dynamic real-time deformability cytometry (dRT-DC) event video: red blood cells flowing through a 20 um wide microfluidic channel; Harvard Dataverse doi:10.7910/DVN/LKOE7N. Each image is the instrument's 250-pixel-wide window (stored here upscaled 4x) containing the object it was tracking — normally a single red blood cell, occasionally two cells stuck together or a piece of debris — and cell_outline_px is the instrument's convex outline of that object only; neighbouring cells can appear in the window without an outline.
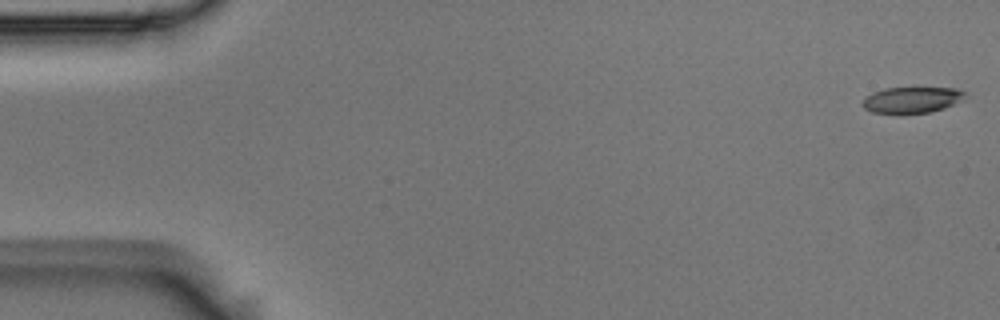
{"species": "Egyptian fruit bat (a non-hibernating species)", "species_latin": "Rousettus aegyptiacus", "temperature_condition": "room temperature", "stored_images_in_passage": 6, "camera_frame_rate_fps": 3000, "um_per_image_px": 0.085, "animal": {"sex": "male"}, "frame": {"image": 1, "passage_image": 1, "time_ms": 0.0, "image_size_px": [1000, 320], "cell_outline_px": [[964, 100], [944, 108], [932, 112], [904, 116], [900, 116], [872, 112], [864, 108], [860, 104], [872, 92], [884, 88], [912, 84], [916, 84], [956, 88], [964, 92]], "centroid_in_image_um": [77.51, 8.46], "position_along_channel_um": 7.5, "area_um2": 17.28}}
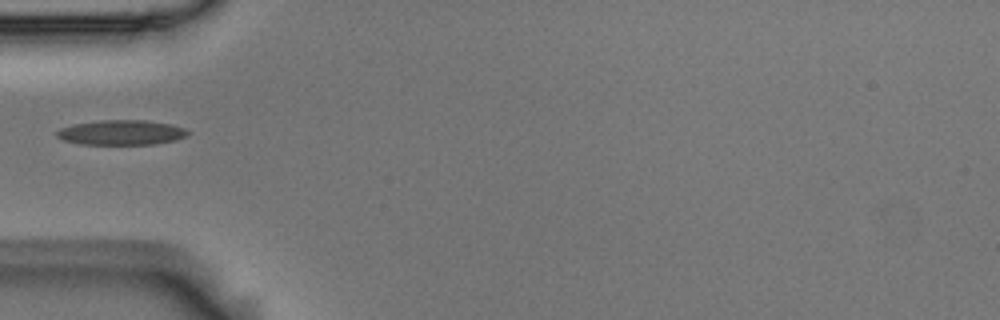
{"frame": {"image": 2, "passage_image": 5, "time_ms": 1.333, "image_size_px": [1000, 320], "cell_outline_px": [[188, 132], [184, 136], [176, 140], [156, 144], [80, 144], [64, 140], [56, 136], [56, 132], [60, 128], [72, 124], [100, 120], [144, 120], [172, 124], [184, 128]], "centroid_in_image_um": [10.29, 11.26], "position_along_channel_um": 74.7, "area_um2": 18.96}}
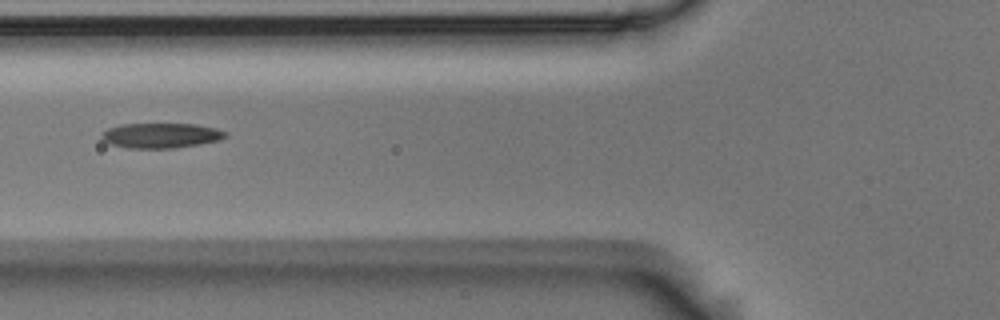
{"frame": {"image": 3, "passage_image": 6, "time_ms": 1.667, "image_size_px": [1000, 320], "cell_outline_px": [[228, 136], [220, 140], [200, 144], [176, 148], [128, 148], [108, 144], [100, 136], [100, 132], [108, 128], [120, 124], [196, 124], [216, 128], [228, 132]], "centroid_in_image_um": [13.68, 11.52], "position_along_channel_um": 112.1, "area_um2": 18.32}}